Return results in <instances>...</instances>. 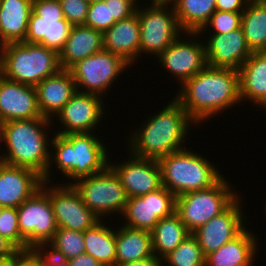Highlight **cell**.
<instances>
[{"label":"cell","instance_id":"6da1fadb","mask_svg":"<svg viewBox=\"0 0 266 266\" xmlns=\"http://www.w3.org/2000/svg\"><path fill=\"white\" fill-rule=\"evenodd\" d=\"M180 86L174 98L198 125L241 103L239 72L234 69L207 65Z\"/></svg>","mask_w":266,"mask_h":266},{"label":"cell","instance_id":"7a4b0ae2","mask_svg":"<svg viewBox=\"0 0 266 266\" xmlns=\"http://www.w3.org/2000/svg\"><path fill=\"white\" fill-rule=\"evenodd\" d=\"M142 123L141 127H136V130L128 135L126 148L129 149L126 151L135 157L154 160L187 148L185 143L189 127L197 125L174 97L167 106L157 114L152 113V116Z\"/></svg>","mask_w":266,"mask_h":266},{"label":"cell","instance_id":"3957f363","mask_svg":"<svg viewBox=\"0 0 266 266\" xmlns=\"http://www.w3.org/2000/svg\"><path fill=\"white\" fill-rule=\"evenodd\" d=\"M52 135L54 137H51L50 146L54 150L50 149L49 165L42 181L52 182L51 167L55 164L66 179L72 180L66 184H73L81 178L102 172L109 165V151L95 132Z\"/></svg>","mask_w":266,"mask_h":266},{"label":"cell","instance_id":"277c9868","mask_svg":"<svg viewBox=\"0 0 266 266\" xmlns=\"http://www.w3.org/2000/svg\"><path fill=\"white\" fill-rule=\"evenodd\" d=\"M53 123L54 120L45 117L3 122V147H6V152L2 162L31 169L43 177L49 165L51 149V139L46 131Z\"/></svg>","mask_w":266,"mask_h":266},{"label":"cell","instance_id":"5b68a950","mask_svg":"<svg viewBox=\"0 0 266 266\" xmlns=\"http://www.w3.org/2000/svg\"><path fill=\"white\" fill-rule=\"evenodd\" d=\"M59 53L39 44L8 43L0 48V74L31 86L61 70Z\"/></svg>","mask_w":266,"mask_h":266},{"label":"cell","instance_id":"8992f818","mask_svg":"<svg viewBox=\"0 0 266 266\" xmlns=\"http://www.w3.org/2000/svg\"><path fill=\"white\" fill-rule=\"evenodd\" d=\"M158 162L161 167L162 186L176 197L210 188L224 176L216 169L215 163L188 148L170 153Z\"/></svg>","mask_w":266,"mask_h":266},{"label":"cell","instance_id":"52a82bcc","mask_svg":"<svg viewBox=\"0 0 266 266\" xmlns=\"http://www.w3.org/2000/svg\"><path fill=\"white\" fill-rule=\"evenodd\" d=\"M222 177L210 188L191 191L176 197L175 213L192 233L211 218L224 212L240 195Z\"/></svg>","mask_w":266,"mask_h":266},{"label":"cell","instance_id":"ba28073f","mask_svg":"<svg viewBox=\"0 0 266 266\" xmlns=\"http://www.w3.org/2000/svg\"><path fill=\"white\" fill-rule=\"evenodd\" d=\"M72 185L83 203L101 220L110 214H122L128 201L125 188L109 165L102 172L81 178Z\"/></svg>","mask_w":266,"mask_h":266},{"label":"cell","instance_id":"9c48e42d","mask_svg":"<svg viewBox=\"0 0 266 266\" xmlns=\"http://www.w3.org/2000/svg\"><path fill=\"white\" fill-rule=\"evenodd\" d=\"M130 66L121 56L102 50L78 61L69 70L78 92L105 98L115 80Z\"/></svg>","mask_w":266,"mask_h":266},{"label":"cell","instance_id":"30bf717a","mask_svg":"<svg viewBox=\"0 0 266 266\" xmlns=\"http://www.w3.org/2000/svg\"><path fill=\"white\" fill-rule=\"evenodd\" d=\"M136 13L141 37L139 58L142 53L158 57L184 33L178 24L174 7L147 4L142 7L138 4Z\"/></svg>","mask_w":266,"mask_h":266},{"label":"cell","instance_id":"8fae6325","mask_svg":"<svg viewBox=\"0 0 266 266\" xmlns=\"http://www.w3.org/2000/svg\"><path fill=\"white\" fill-rule=\"evenodd\" d=\"M72 25L65 19L60 0H33L24 42L60 52Z\"/></svg>","mask_w":266,"mask_h":266},{"label":"cell","instance_id":"7c38bea8","mask_svg":"<svg viewBox=\"0 0 266 266\" xmlns=\"http://www.w3.org/2000/svg\"><path fill=\"white\" fill-rule=\"evenodd\" d=\"M18 227L30 249L45 248L58 228L49 194L41 187L17 207Z\"/></svg>","mask_w":266,"mask_h":266},{"label":"cell","instance_id":"4fadbf2b","mask_svg":"<svg viewBox=\"0 0 266 266\" xmlns=\"http://www.w3.org/2000/svg\"><path fill=\"white\" fill-rule=\"evenodd\" d=\"M42 182L41 187L49 194L58 227L84 232L101 219L84 203L72 184ZM54 184V185H53Z\"/></svg>","mask_w":266,"mask_h":266},{"label":"cell","instance_id":"5bb4252c","mask_svg":"<svg viewBox=\"0 0 266 266\" xmlns=\"http://www.w3.org/2000/svg\"><path fill=\"white\" fill-rule=\"evenodd\" d=\"M183 35L157 57L164 70L181 85L207 66L205 45L199 39V32H184Z\"/></svg>","mask_w":266,"mask_h":266},{"label":"cell","instance_id":"9a60e30c","mask_svg":"<svg viewBox=\"0 0 266 266\" xmlns=\"http://www.w3.org/2000/svg\"><path fill=\"white\" fill-rule=\"evenodd\" d=\"M176 196L164 186L139 197L128 198L121 219L134 229L151 231L156 223L175 213Z\"/></svg>","mask_w":266,"mask_h":266},{"label":"cell","instance_id":"2e32d148","mask_svg":"<svg viewBox=\"0 0 266 266\" xmlns=\"http://www.w3.org/2000/svg\"><path fill=\"white\" fill-rule=\"evenodd\" d=\"M104 99L98 95L76 93L57 113L58 124H62L61 129L54 131L59 135L69 133H93L101 125L102 118L106 117ZM104 114V115H103ZM104 116V117H103ZM97 127V128H96Z\"/></svg>","mask_w":266,"mask_h":266},{"label":"cell","instance_id":"e0dca14e","mask_svg":"<svg viewBox=\"0 0 266 266\" xmlns=\"http://www.w3.org/2000/svg\"><path fill=\"white\" fill-rule=\"evenodd\" d=\"M240 199L242 198L238 197L224 212L214 216L192 232L205 257L238 236L246 228L245 222L248 223V218L246 214L243 215Z\"/></svg>","mask_w":266,"mask_h":266},{"label":"cell","instance_id":"ac0fdd59","mask_svg":"<svg viewBox=\"0 0 266 266\" xmlns=\"http://www.w3.org/2000/svg\"><path fill=\"white\" fill-rule=\"evenodd\" d=\"M127 159L119 164L109 160V166L119 177L128 198L139 197L162 187L158 160L135 157L131 153Z\"/></svg>","mask_w":266,"mask_h":266},{"label":"cell","instance_id":"d6986e66","mask_svg":"<svg viewBox=\"0 0 266 266\" xmlns=\"http://www.w3.org/2000/svg\"><path fill=\"white\" fill-rule=\"evenodd\" d=\"M209 35L204 42L208 66L238 71L252 54L242 27L224 34Z\"/></svg>","mask_w":266,"mask_h":266},{"label":"cell","instance_id":"ffe728a7","mask_svg":"<svg viewBox=\"0 0 266 266\" xmlns=\"http://www.w3.org/2000/svg\"><path fill=\"white\" fill-rule=\"evenodd\" d=\"M42 117L35 86L21 84L0 74V122Z\"/></svg>","mask_w":266,"mask_h":266},{"label":"cell","instance_id":"44dd1931","mask_svg":"<svg viewBox=\"0 0 266 266\" xmlns=\"http://www.w3.org/2000/svg\"><path fill=\"white\" fill-rule=\"evenodd\" d=\"M35 171L0 162V207L17 208L42 185Z\"/></svg>","mask_w":266,"mask_h":266},{"label":"cell","instance_id":"7402d4cb","mask_svg":"<svg viewBox=\"0 0 266 266\" xmlns=\"http://www.w3.org/2000/svg\"><path fill=\"white\" fill-rule=\"evenodd\" d=\"M35 89L42 117L52 121L77 91L73 75L67 69H61L53 76L45 78Z\"/></svg>","mask_w":266,"mask_h":266},{"label":"cell","instance_id":"603a6c76","mask_svg":"<svg viewBox=\"0 0 266 266\" xmlns=\"http://www.w3.org/2000/svg\"><path fill=\"white\" fill-rule=\"evenodd\" d=\"M104 50L121 56L132 67L139 59L140 25L137 13L115 22L103 32Z\"/></svg>","mask_w":266,"mask_h":266},{"label":"cell","instance_id":"cb8c5ba5","mask_svg":"<svg viewBox=\"0 0 266 266\" xmlns=\"http://www.w3.org/2000/svg\"><path fill=\"white\" fill-rule=\"evenodd\" d=\"M246 227L238 236L205 257V266H253L259 241Z\"/></svg>","mask_w":266,"mask_h":266},{"label":"cell","instance_id":"d4e9b609","mask_svg":"<svg viewBox=\"0 0 266 266\" xmlns=\"http://www.w3.org/2000/svg\"><path fill=\"white\" fill-rule=\"evenodd\" d=\"M104 50L103 32L84 25L73 26L59 52L62 69L69 70L78 61Z\"/></svg>","mask_w":266,"mask_h":266},{"label":"cell","instance_id":"484cf974","mask_svg":"<svg viewBox=\"0 0 266 266\" xmlns=\"http://www.w3.org/2000/svg\"><path fill=\"white\" fill-rule=\"evenodd\" d=\"M33 0H0V48L24 42Z\"/></svg>","mask_w":266,"mask_h":266},{"label":"cell","instance_id":"4316f807","mask_svg":"<svg viewBox=\"0 0 266 266\" xmlns=\"http://www.w3.org/2000/svg\"><path fill=\"white\" fill-rule=\"evenodd\" d=\"M238 72L241 101L248 99L262 108L266 103V51L252 52Z\"/></svg>","mask_w":266,"mask_h":266},{"label":"cell","instance_id":"83f0119b","mask_svg":"<svg viewBox=\"0 0 266 266\" xmlns=\"http://www.w3.org/2000/svg\"><path fill=\"white\" fill-rule=\"evenodd\" d=\"M121 226L116 230V266L153 255L151 231Z\"/></svg>","mask_w":266,"mask_h":266},{"label":"cell","instance_id":"f1b7e54d","mask_svg":"<svg viewBox=\"0 0 266 266\" xmlns=\"http://www.w3.org/2000/svg\"><path fill=\"white\" fill-rule=\"evenodd\" d=\"M190 234L191 232L176 213L160 219L151 230L153 254L162 259Z\"/></svg>","mask_w":266,"mask_h":266},{"label":"cell","instance_id":"f546056e","mask_svg":"<svg viewBox=\"0 0 266 266\" xmlns=\"http://www.w3.org/2000/svg\"><path fill=\"white\" fill-rule=\"evenodd\" d=\"M241 27L251 52L266 51V0H250L247 3Z\"/></svg>","mask_w":266,"mask_h":266},{"label":"cell","instance_id":"4dcf8cb0","mask_svg":"<svg viewBox=\"0 0 266 266\" xmlns=\"http://www.w3.org/2000/svg\"><path fill=\"white\" fill-rule=\"evenodd\" d=\"M100 220L84 231L85 253L91 255L101 265H115L116 230Z\"/></svg>","mask_w":266,"mask_h":266},{"label":"cell","instance_id":"1f68e13d","mask_svg":"<svg viewBox=\"0 0 266 266\" xmlns=\"http://www.w3.org/2000/svg\"><path fill=\"white\" fill-rule=\"evenodd\" d=\"M174 10L184 32H199L216 11V0H176Z\"/></svg>","mask_w":266,"mask_h":266},{"label":"cell","instance_id":"d6a6232c","mask_svg":"<svg viewBox=\"0 0 266 266\" xmlns=\"http://www.w3.org/2000/svg\"><path fill=\"white\" fill-rule=\"evenodd\" d=\"M83 238L84 232L58 227L53 239L45 246V250L67 261L85 253Z\"/></svg>","mask_w":266,"mask_h":266},{"label":"cell","instance_id":"836d02e7","mask_svg":"<svg viewBox=\"0 0 266 266\" xmlns=\"http://www.w3.org/2000/svg\"><path fill=\"white\" fill-rule=\"evenodd\" d=\"M168 266H205V256L196 237L191 233L173 251L162 258Z\"/></svg>","mask_w":266,"mask_h":266},{"label":"cell","instance_id":"e575fe53","mask_svg":"<svg viewBox=\"0 0 266 266\" xmlns=\"http://www.w3.org/2000/svg\"><path fill=\"white\" fill-rule=\"evenodd\" d=\"M0 235L9 240L18 250L29 251L26 240L21 236L18 227L17 208L4 207L0 215Z\"/></svg>","mask_w":266,"mask_h":266},{"label":"cell","instance_id":"d590c367","mask_svg":"<svg viewBox=\"0 0 266 266\" xmlns=\"http://www.w3.org/2000/svg\"><path fill=\"white\" fill-rule=\"evenodd\" d=\"M243 12H227L216 10L210 17L209 21L199 31V34L204 35V31L210 28L212 34H224L234 31L241 27V17Z\"/></svg>","mask_w":266,"mask_h":266},{"label":"cell","instance_id":"8d00e7d4","mask_svg":"<svg viewBox=\"0 0 266 266\" xmlns=\"http://www.w3.org/2000/svg\"><path fill=\"white\" fill-rule=\"evenodd\" d=\"M115 22L113 16H111L110 0L89 4L84 26L104 32Z\"/></svg>","mask_w":266,"mask_h":266},{"label":"cell","instance_id":"74e56055","mask_svg":"<svg viewBox=\"0 0 266 266\" xmlns=\"http://www.w3.org/2000/svg\"><path fill=\"white\" fill-rule=\"evenodd\" d=\"M65 19L72 26L84 25L89 2L87 0H60Z\"/></svg>","mask_w":266,"mask_h":266},{"label":"cell","instance_id":"f35d334b","mask_svg":"<svg viewBox=\"0 0 266 266\" xmlns=\"http://www.w3.org/2000/svg\"><path fill=\"white\" fill-rule=\"evenodd\" d=\"M137 0H110L111 16L114 20L120 21L136 13Z\"/></svg>","mask_w":266,"mask_h":266},{"label":"cell","instance_id":"ab89813d","mask_svg":"<svg viewBox=\"0 0 266 266\" xmlns=\"http://www.w3.org/2000/svg\"><path fill=\"white\" fill-rule=\"evenodd\" d=\"M250 0H216V10L243 12Z\"/></svg>","mask_w":266,"mask_h":266},{"label":"cell","instance_id":"60d3db41","mask_svg":"<svg viewBox=\"0 0 266 266\" xmlns=\"http://www.w3.org/2000/svg\"><path fill=\"white\" fill-rule=\"evenodd\" d=\"M39 266H69L66 260L51 255L45 248H39Z\"/></svg>","mask_w":266,"mask_h":266},{"label":"cell","instance_id":"b9f144b4","mask_svg":"<svg viewBox=\"0 0 266 266\" xmlns=\"http://www.w3.org/2000/svg\"><path fill=\"white\" fill-rule=\"evenodd\" d=\"M15 266H39V248L30 249L16 263Z\"/></svg>","mask_w":266,"mask_h":266},{"label":"cell","instance_id":"7bdbcfd3","mask_svg":"<svg viewBox=\"0 0 266 266\" xmlns=\"http://www.w3.org/2000/svg\"><path fill=\"white\" fill-rule=\"evenodd\" d=\"M69 266H101V264L91 255L83 253L79 256L67 260Z\"/></svg>","mask_w":266,"mask_h":266},{"label":"cell","instance_id":"ee69618b","mask_svg":"<svg viewBox=\"0 0 266 266\" xmlns=\"http://www.w3.org/2000/svg\"><path fill=\"white\" fill-rule=\"evenodd\" d=\"M119 266H163L162 259L156 257L154 254L148 258L133 261V262H127L124 264H121Z\"/></svg>","mask_w":266,"mask_h":266},{"label":"cell","instance_id":"f6af8a7d","mask_svg":"<svg viewBox=\"0 0 266 266\" xmlns=\"http://www.w3.org/2000/svg\"><path fill=\"white\" fill-rule=\"evenodd\" d=\"M18 249L5 237L0 235V258L14 254Z\"/></svg>","mask_w":266,"mask_h":266},{"label":"cell","instance_id":"bcb514c9","mask_svg":"<svg viewBox=\"0 0 266 266\" xmlns=\"http://www.w3.org/2000/svg\"><path fill=\"white\" fill-rule=\"evenodd\" d=\"M25 251L17 250L14 254L0 258V266H15V263L25 254Z\"/></svg>","mask_w":266,"mask_h":266},{"label":"cell","instance_id":"7dc6e473","mask_svg":"<svg viewBox=\"0 0 266 266\" xmlns=\"http://www.w3.org/2000/svg\"><path fill=\"white\" fill-rule=\"evenodd\" d=\"M152 3H151V2ZM148 6H171L174 7L176 0H150Z\"/></svg>","mask_w":266,"mask_h":266},{"label":"cell","instance_id":"c3c4849f","mask_svg":"<svg viewBox=\"0 0 266 266\" xmlns=\"http://www.w3.org/2000/svg\"><path fill=\"white\" fill-rule=\"evenodd\" d=\"M1 141L4 143V129H3V123L0 122V143L2 145H4ZM2 158H3V154L1 152V154H0V162H2Z\"/></svg>","mask_w":266,"mask_h":266},{"label":"cell","instance_id":"681fc988","mask_svg":"<svg viewBox=\"0 0 266 266\" xmlns=\"http://www.w3.org/2000/svg\"><path fill=\"white\" fill-rule=\"evenodd\" d=\"M89 4L95 3V2H100V1H105V0H87Z\"/></svg>","mask_w":266,"mask_h":266},{"label":"cell","instance_id":"f907efd6","mask_svg":"<svg viewBox=\"0 0 266 266\" xmlns=\"http://www.w3.org/2000/svg\"><path fill=\"white\" fill-rule=\"evenodd\" d=\"M262 108L266 110V103L263 105V107H262Z\"/></svg>","mask_w":266,"mask_h":266}]
</instances>
